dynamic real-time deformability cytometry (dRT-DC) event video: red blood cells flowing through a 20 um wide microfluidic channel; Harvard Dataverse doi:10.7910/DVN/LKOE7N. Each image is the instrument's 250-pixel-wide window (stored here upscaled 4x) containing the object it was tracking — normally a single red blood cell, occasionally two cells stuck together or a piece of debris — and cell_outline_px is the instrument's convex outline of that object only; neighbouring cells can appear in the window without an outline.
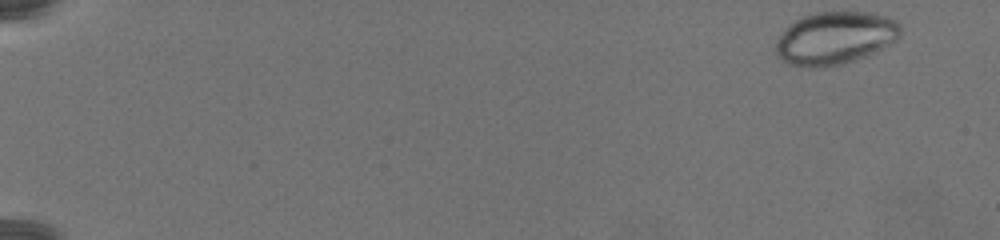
{"species": "common noctule bat (a hibernating species)", "species_latin": "Nyctalus noctula", "temperature_condition": "warm", "stored_images_in_passage": 75, "camera_frame_rate_fps": 3000, "um_per_image_px": 0.085, "animal": {"sex": "female", "body_mass_g": 19.5, "forearm_length_mm": 54.1}, "frame": {"image": 1, "passage_image": 1, "time_ms": 0.0, "image_size_px": [1000, 240], "cell_outline_px": [[900, 36], [896, 40], [876, 52], [840, 64], [816, 68], [784, 64], [776, 52], [776, 40], [788, 24], [804, 16], [816, 12], [872, 12], [896, 20], [900, 24]], "centroid_in_image_um": [70.96, 3.23], "position_along_channel_um": 14.0, "area_um2": 38.32}}
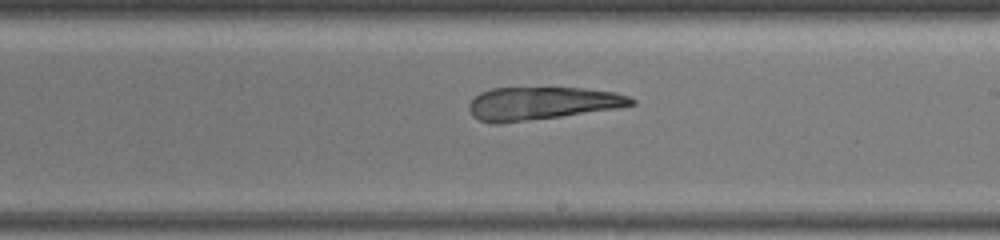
{"frame": {"image": 2, "passage_image": 46, "time_ms": 15.0, "image_size_px": [1000, 240], "cell_outline_px": [[636, 104], [616, 108], [560, 116], [500, 124], [492, 124], [480, 120], [472, 116], [468, 108], [468, 104], [480, 92], [492, 88], [584, 88], [616, 92], [628, 96], [636, 100]], "centroid_in_image_um": [46.04, 8.78], "position_along_channel_um": 243.0, "area_um2": 31.04}}
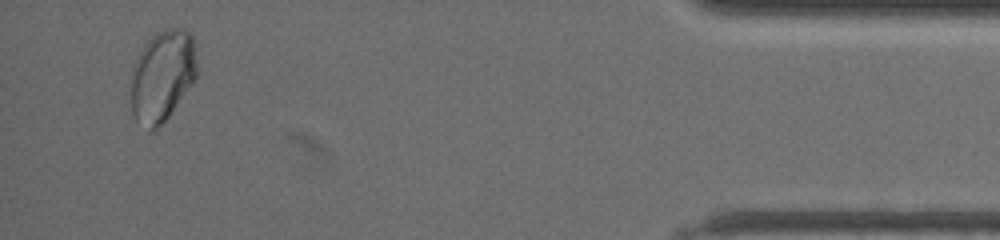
{"frame": {"image": 3, "passage_image": 72, "time_ms": 23.667, "image_size_px": [1000, 240], "cell_outline_px": [[196, 76], [192, 84], [168, 116], [152, 132], [148, 132], [136, 120], [132, 112], [132, 68], [136, 56], [144, 44], [156, 32], [168, 28], [184, 28], [192, 36], [196, 64]], "centroid_in_image_um": [13.77, 6.44], "position_along_channel_um": 421.4, "area_um2": 34.97}}